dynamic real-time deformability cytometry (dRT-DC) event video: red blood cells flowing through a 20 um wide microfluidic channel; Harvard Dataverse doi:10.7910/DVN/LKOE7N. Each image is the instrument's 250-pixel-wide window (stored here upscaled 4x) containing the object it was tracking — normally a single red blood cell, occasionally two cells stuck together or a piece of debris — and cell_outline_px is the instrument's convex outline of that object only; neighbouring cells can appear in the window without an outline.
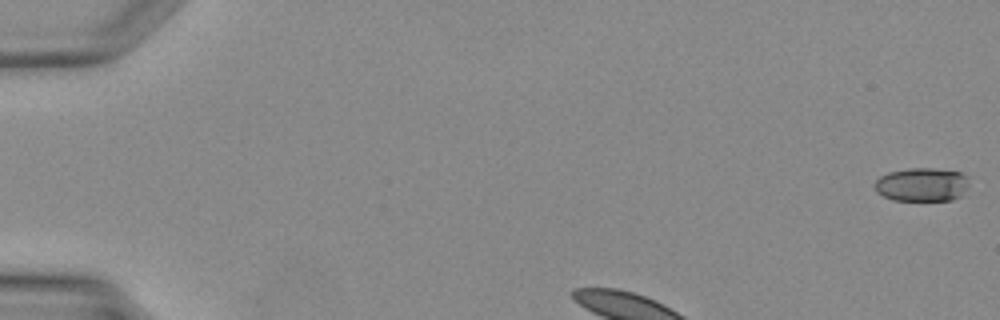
{"species": "Egyptian fruit bat (a non-hibernating species)", "species_latin": "Rousettus aegyptiacus", "temperature_condition": "warm", "stored_images_in_passage": 30, "camera_frame_rate_fps": 3000, "um_per_image_px": 0.085, "animal": {"sex": "female"}, "frame": {"image": 1, "passage_image": 1, "time_ms": 0.0, "image_size_px": [1000, 320], "cell_outline_px": [[968, 184], [960, 196], [952, 200], [892, 200], [876, 192], [876, 180], [880, 176], [888, 172], [908, 168], [936, 168], [960, 172], [968, 176]], "centroid_in_image_um": [78.36, 15.67], "position_along_channel_um": 6.6, "area_um2": 18.5}}
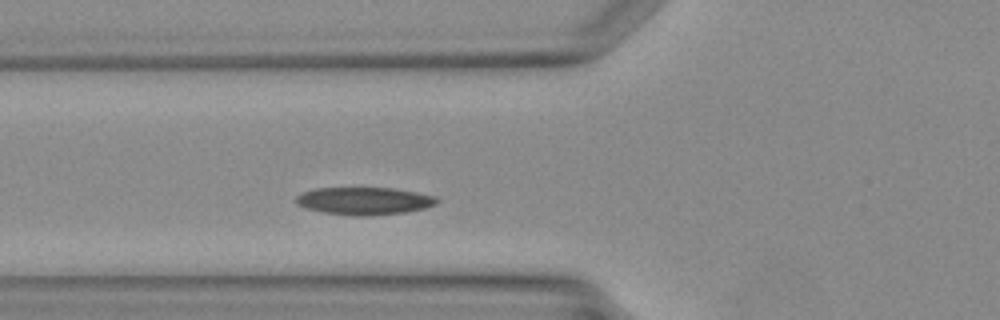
{"frame": {"image": 2, "passage_image": 9, "time_ms": 2.667, "image_size_px": [1000, 320], "cell_outline_px": [[440, 200], [436, 204], [424, 208], [404, 212], [372, 216], [352, 216], [324, 212], [308, 208], [296, 204], [292, 200], [300, 192], [316, 188], [392, 188], [416, 192], [436, 196]], "centroid_in_image_um": [30.93, 17.08], "position_along_channel_um": 94.9, "area_um2": 22.77}}